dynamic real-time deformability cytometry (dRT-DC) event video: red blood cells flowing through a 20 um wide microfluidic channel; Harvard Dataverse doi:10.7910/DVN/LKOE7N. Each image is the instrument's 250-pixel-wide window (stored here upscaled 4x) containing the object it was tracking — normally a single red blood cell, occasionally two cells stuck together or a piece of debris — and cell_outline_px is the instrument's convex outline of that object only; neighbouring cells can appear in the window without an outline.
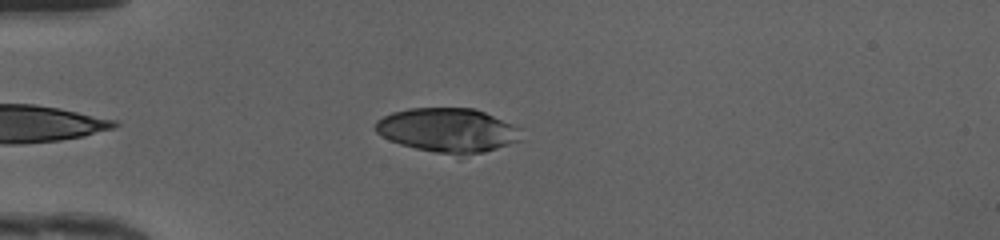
{"species": "human", "species_latin": "Homo sapiens", "temperature_condition": "cold", "stored_images_in_passage": 36, "camera_frame_rate_fps": 3000, "um_per_image_px": 0.085, "donor": {"sex": "female"}, "frame": {"image": 1, "passage_image": 4, "time_ms": 1.0, "image_size_px": [1000, 240], "cell_outline_px": [[520, 140], [460, 160], [400, 144], [388, 140], [376, 132], [376, 120], [392, 112], [408, 108], [476, 108], [512, 124], [516, 128]], "centroid_in_image_um": [38.02, 11.11], "position_along_channel_um": 47.0, "area_um2": 38.15}}
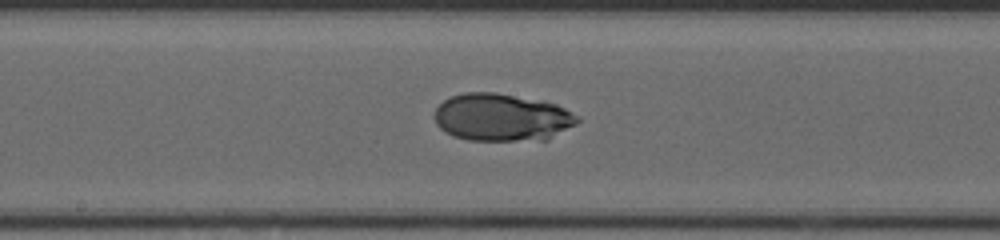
{"frame": {"image": 2, "passage_image": 17, "time_ms": 5.333, "image_size_px": [1000, 240], "cell_outline_px": [[580, 120], [576, 124], [548, 140], [468, 140], [452, 136], [444, 132], [436, 124], [432, 116], [436, 108], [444, 100], [452, 96], [464, 92], [496, 92], [556, 104], [580, 116]], "centroid_in_image_um": [42.64, 9.98], "position_along_channel_um": 205.6, "area_um2": 39.82}}
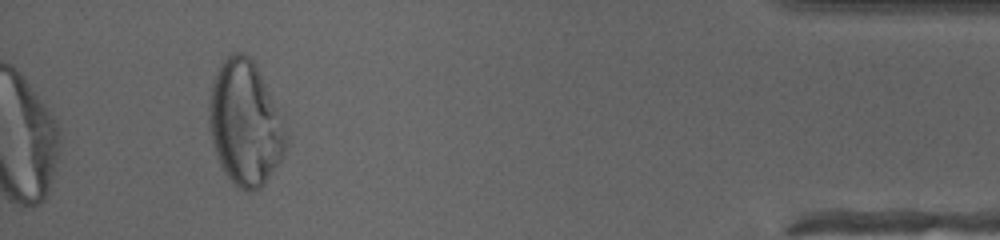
{"frame": {"image": 3, "passage_image": 36, "time_ms": 11.667, "image_size_px": [1000, 240], "cell_outline_px": [[288, 144], [280, 160], [264, 184], [260, 188], [252, 192], [248, 192], [240, 188], [224, 172], [216, 156], [212, 144], [208, 128], [208, 108], [212, 84], [216, 72], [220, 64], [232, 52], [240, 52], [248, 56], [252, 60], [264, 84], [288, 136]], "centroid_in_image_um": [20.78, 10.52], "position_along_channel_um": 414.4, "area_um2": 54.97}, "authors_computed_cell_mechanics": {"area_um2": 39.9109, "velocity_mm_per_s": 4.1926, "shape_relaxation_time_tau1_ms": 5.042, "shape_relaxation_time_tau2_ms": null, "deformation_change_tau1": 0.1563, "deformation_change_tau2": null}}